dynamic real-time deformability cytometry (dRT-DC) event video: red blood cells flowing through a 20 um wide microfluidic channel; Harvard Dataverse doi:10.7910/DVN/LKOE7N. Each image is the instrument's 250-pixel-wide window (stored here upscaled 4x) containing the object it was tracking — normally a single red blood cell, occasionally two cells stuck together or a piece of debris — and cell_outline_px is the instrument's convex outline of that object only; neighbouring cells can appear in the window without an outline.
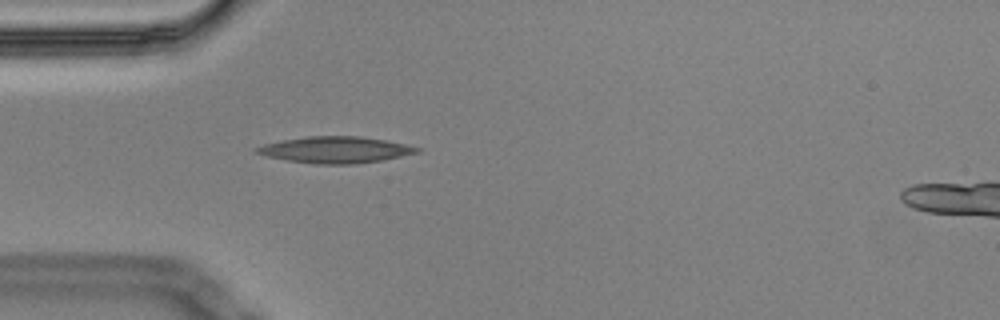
{"species": "Egyptian fruit bat (a non-hibernating species)", "species_latin": "Rousettus aegyptiacus", "temperature_condition": "cold", "stored_images_in_passage": 5, "camera_frame_rate_fps": 3000, "um_per_image_px": 0.085, "animal": {"sex": "male"}, "frame": {"image": 1, "passage_image": 5, "time_ms": 1.333, "image_size_px": [1000, 320], "cell_outline_px": [[420, 152], [380, 160], [356, 164], [316, 164], [288, 160], [264, 156], [252, 152], [252, 148], [264, 144], [284, 140], [308, 136], [360, 136], [384, 140], [404, 144], [420, 148]], "centroid_in_image_um": [28.43, 12.73], "position_along_channel_um": 56.6, "area_um2": 24.57}}